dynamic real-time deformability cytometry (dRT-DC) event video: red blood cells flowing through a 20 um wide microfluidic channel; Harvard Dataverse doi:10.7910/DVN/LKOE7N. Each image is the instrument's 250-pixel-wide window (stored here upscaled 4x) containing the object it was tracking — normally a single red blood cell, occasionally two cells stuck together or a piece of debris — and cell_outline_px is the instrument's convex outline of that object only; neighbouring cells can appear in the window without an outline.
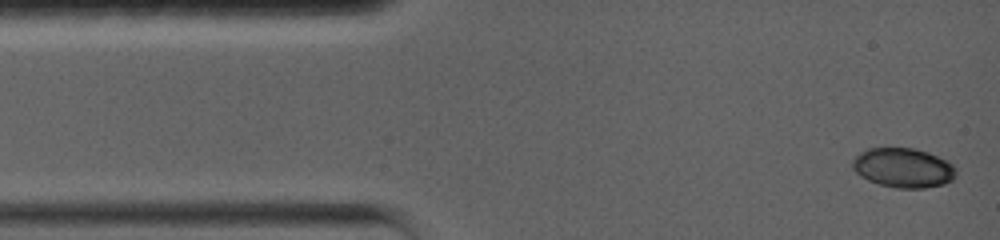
{"species": "common noctule bat (a hibernating species)", "species_latin": "Nyctalus noctula", "temperature_condition": "warm", "stored_images_in_passage": 70, "camera_frame_rate_fps": 5000, "um_per_image_px": 0.085, "animal": {"sex": "female", "body_mass_g": 19.0, "forearm_length_mm": 56.7}, "frame": {"image": 1, "passage_image": 1, "time_ms": 0.0, "image_size_px": [1000, 240], "cell_outline_px": [[956, 176], [952, 180], [944, 184], [924, 188], [896, 188], [880, 184], [868, 180], [860, 176], [852, 168], [852, 160], [860, 152], [868, 148], [916, 148], [928, 152], [952, 164], [956, 168]], "centroid_in_image_um": [76.77, 14.26], "position_along_channel_um": 8.2, "area_um2": 23.87}}
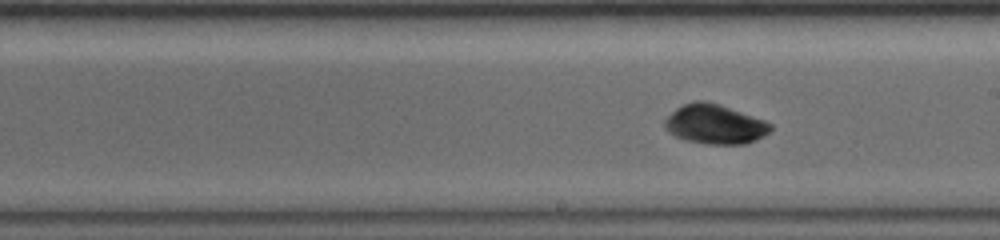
{"frame": {"image": 2, "passage_image": 40, "time_ms": 7.8, "image_size_px": [1000, 240], "cell_outline_px": [[772, 128], [768, 132], [756, 140], [744, 144], [708, 144], [684, 140], [668, 132], [664, 124], [664, 120], [676, 108], [692, 100], [704, 100], [720, 104], [764, 120], [772, 124]], "centroid_in_image_um": [60.74, 10.55], "position_along_channel_um": 228.3, "area_um2": 24.33}}
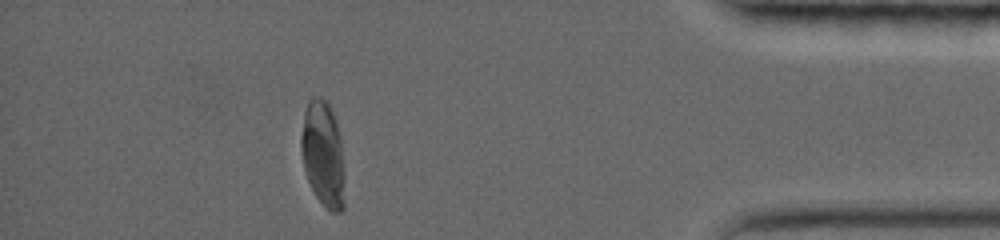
{"frame": {"image": 3, "passage_image": 70, "time_ms": 13.8, "image_size_px": [1000, 240], "cell_outline_px": [[344, 208], [340, 212], [332, 212], [316, 196], [308, 180], [304, 164], [304, 120], [308, 104], [312, 100], [324, 100], [332, 116], [336, 128], [340, 160], [344, 204]], "centroid_in_image_um": [27.46, 13.24], "position_along_channel_um": 407.7, "area_um2": 23.7}, "authors_computed_cell_mechanics": {"area_um2": 23.6402, "velocity_mm_per_s": 3.7589, "shape_relaxation_time_tau1_ms": 4.6041, "shape_relaxation_time_tau2_ms": null, "deformation_change_tau1": 0.1744, "deformation_change_tau2": null}}